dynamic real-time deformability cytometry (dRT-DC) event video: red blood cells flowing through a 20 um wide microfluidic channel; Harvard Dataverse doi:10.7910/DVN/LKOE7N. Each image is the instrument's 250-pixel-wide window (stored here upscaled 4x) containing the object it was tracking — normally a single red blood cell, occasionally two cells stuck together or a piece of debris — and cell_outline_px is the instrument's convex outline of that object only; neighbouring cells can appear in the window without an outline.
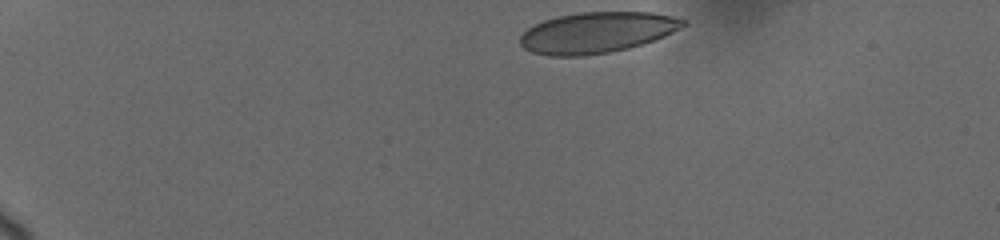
{"species": "human", "species_latin": "Homo sapiens", "temperature_condition": "cold", "stored_images_in_passage": 53, "camera_frame_rate_fps": 3000, "um_per_image_px": 0.085, "donor": {"sex": "female"}, "frame": {"image": 1, "passage_image": 1, "time_ms": 0.0, "image_size_px": [1000, 240], "cell_outline_px": [[688, 24], [664, 36], [628, 48], [608, 52], [584, 56], [548, 56], [532, 52], [524, 48], [520, 44], [520, 36], [528, 28], [544, 20], [556, 16], [580, 12], [652, 12], [672, 16], [684, 20]], "centroid_in_image_um": [50.71, 2.76], "position_along_channel_um": 34.3, "area_um2": 38.67}}
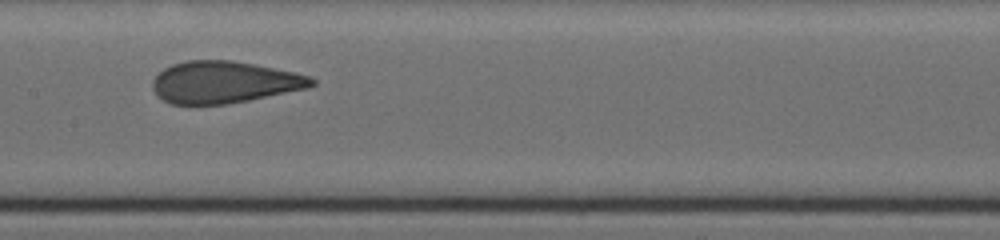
{"frame": {"image": 2, "passage_image": 32, "time_ms": 6.667, "image_size_px": [1000, 240], "cell_outline_px": [[316, 84], [308, 88], [228, 104], [172, 104], [156, 96], [152, 88], [152, 80], [164, 68], [172, 64], [188, 60], [232, 60], [296, 72], [308, 76], [316, 80]], "centroid_in_image_um": [19.04, 6.98], "position_along_channel_um": 188.4, "area_um2": 38.84}}
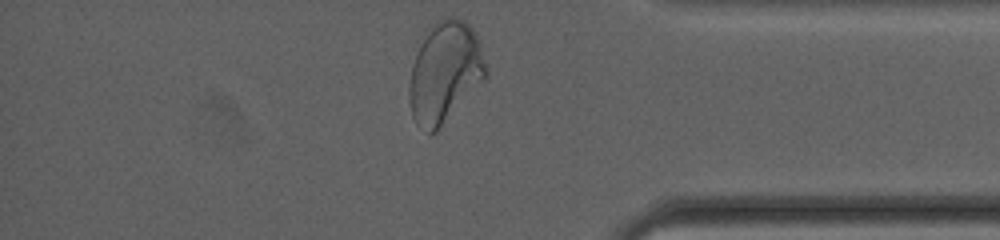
{"frame": {"image": 3, "passage_image": 53, "time_ms": 12.667, "image_size_px": [1000, 240], "cell_outline_px": [[488, 76], [436, 132], [428, 132], [416, 124], [412, 116], [408, 100], [408, 84], [412, 64], [420, 36], [432, 24], [444, 16], [464, 20], [472, 28], [480, 44], [488, 68]], "centroid_in_image_um": [37.78, 6.12], "position_along_channel_um": 397.4, "area_um2": 45.72}, "authors_computed_cell_mechanics": {"area_um2": 39.7664, "velocity_mm_per_s": 3.6822, "shape_relaxation_time_tau1_ms": 5.4034, "shape_relaxation_time_tau2_ms": null, "deformation_change_tau1": 0.184, "deformation_change_tau2": null}}